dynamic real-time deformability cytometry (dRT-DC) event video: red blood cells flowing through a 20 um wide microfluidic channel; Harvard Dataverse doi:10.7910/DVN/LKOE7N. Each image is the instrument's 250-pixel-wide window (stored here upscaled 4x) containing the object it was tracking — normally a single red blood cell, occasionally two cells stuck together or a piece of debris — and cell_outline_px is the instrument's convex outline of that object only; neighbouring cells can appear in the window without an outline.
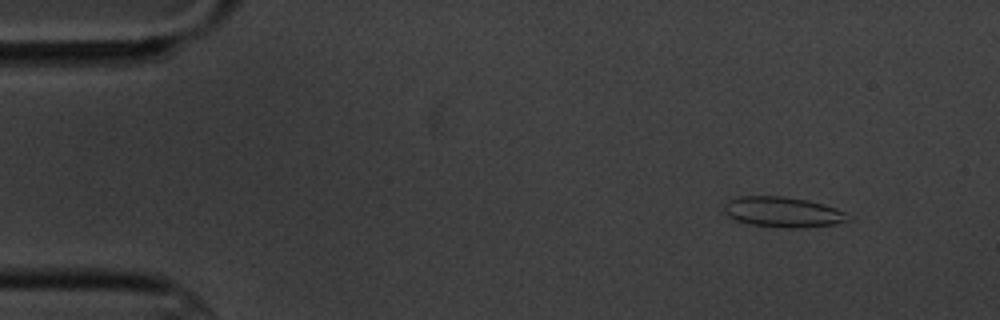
{"species": "common noctule bat (a hibernating species)", "species_latin": "Nyctalus noctula", "temperature_condition": "cold", "stored_images_in_passage": 5, "camera_frame_rate_fps": 3000, "um_per_image_px": 0.085, "animal": {"sex": "male", "body_mass_g": 20.1, "forearm_length_mm": 53.5}, "frame": {"image": 1, "passage_image": 2, "time_ms": 1.333, "image_size_px": [1000, 320], "cell_outline_px": [[852, 220], [836, 224], [804, 228], [788, 228], [748, 224], [736, 220], [728, 216], [724, 212], [724, 204], [728, 200], [736, 196], [784, 196], [808, 200], [836, 208], [852, 216]], "centroid_in_image_um": [66.56, 18.03], "position_along_channel_um": 18.4, "area_um2": 22.25}}